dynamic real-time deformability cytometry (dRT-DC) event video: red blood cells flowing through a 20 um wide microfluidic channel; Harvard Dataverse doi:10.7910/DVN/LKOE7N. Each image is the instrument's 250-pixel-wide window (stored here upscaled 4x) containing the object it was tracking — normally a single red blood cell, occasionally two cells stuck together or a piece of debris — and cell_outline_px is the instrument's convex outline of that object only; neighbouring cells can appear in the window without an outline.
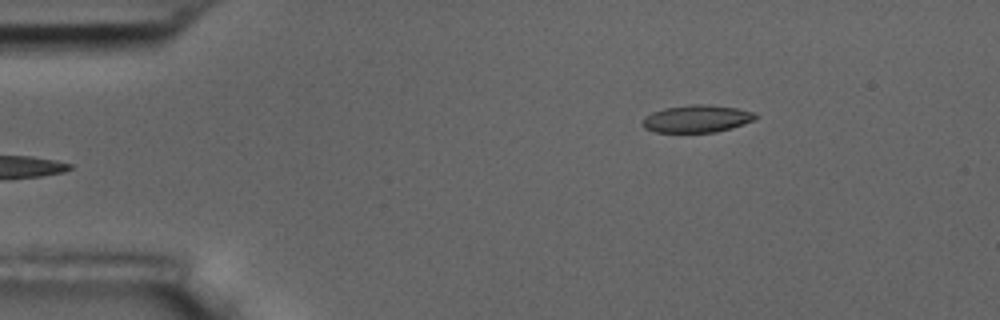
{"species": "common noctule bat (a hibernating species)", "species_latin": "Nyctalus noctula", "temperature_condition": "room temperature", "stored_images_in_passage": 4, "camera_frame_rate_fps": 3000, "um_per_image_px": 0.085, "animal": {"sex": "male", "body_mass_g": 17.5, "forearm_length_mm": 52.3}, "frame": {"image": 1, "passage_image": 4, "time_ms": 4.333, "image_size_px": [1000, 320], "cell_outline_px": [[760, 116], [752, 120], [732, 128], [716, 132], [656, 132], [644, 128], [640, 124], [644, 116], [652, 112], [664, 108], [692, 104], [708, 104], [736, 108], [756, 112]], "centroid_in_image_um": [59.21, 10.09], "position_along_channel_um": 25.8, "area_um2": 18.21}}